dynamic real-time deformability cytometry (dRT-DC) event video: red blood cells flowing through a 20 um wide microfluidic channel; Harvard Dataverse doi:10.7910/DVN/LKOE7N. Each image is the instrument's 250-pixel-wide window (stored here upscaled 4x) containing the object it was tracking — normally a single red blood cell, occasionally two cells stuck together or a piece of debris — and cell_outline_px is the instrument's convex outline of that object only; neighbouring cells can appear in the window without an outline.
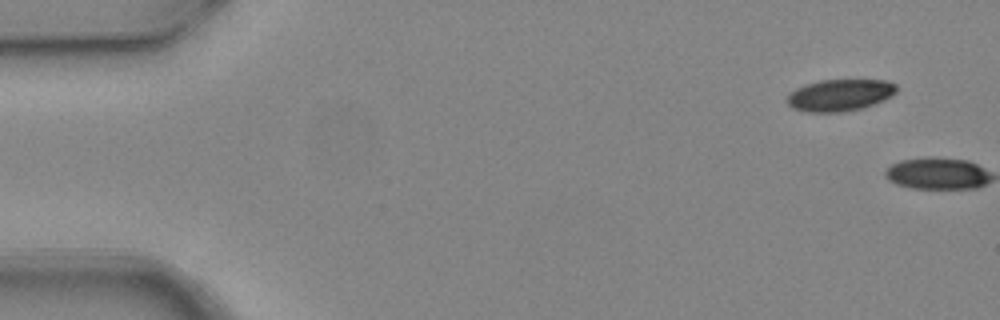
{"species": "common noctule bat (a hibernating species)", "species_latin": "Nyctalus noctula", "temperature_condition": "warm", "stored_images_in_passage": 2, "camera_frame_rate_fps": 3000, "um_per_image_px": 0.085, "animal": {"sex": "female", "body_mass_g": 24.6, "forearm_length_mm": 56.2}, "frame": {"image": 1, "passage_image": 1, "time_ms": 0.0, "image_size_px": [1000, 320], "cell_outline_px": [[896, 92], [892, 96], [884, 100], [864, 108], [844, 112], [804, 112], [792, 108], [784, 100], [796, 88], [804, 84], [820, 80], [884, 80], [896, 84]], "centroid_in_image_um": [71.37, 8.09], "position_along_channel_um": 13.6, "area_um2": 20.52}}